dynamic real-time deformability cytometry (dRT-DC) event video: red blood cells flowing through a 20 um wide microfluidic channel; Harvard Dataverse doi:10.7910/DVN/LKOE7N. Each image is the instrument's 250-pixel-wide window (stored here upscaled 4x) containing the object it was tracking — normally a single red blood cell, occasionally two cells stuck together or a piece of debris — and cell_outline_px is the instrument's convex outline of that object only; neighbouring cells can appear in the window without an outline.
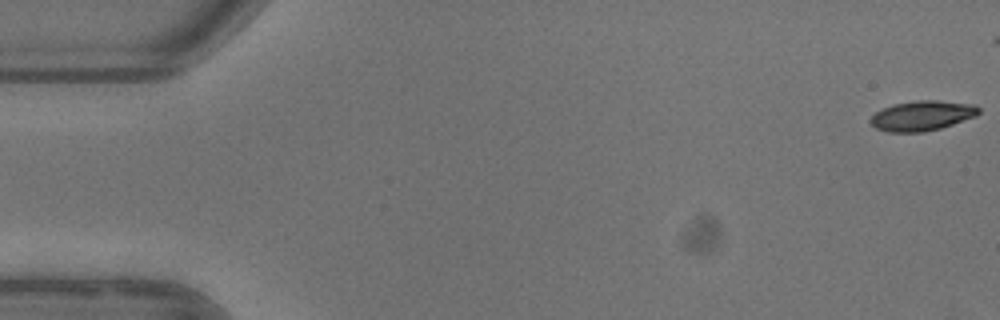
{"species": "common noctule bat (a hibernating species)", "species_latin": "Nyctalus noctula", "temperature_condition": "warm", "stored_images_in_passage": 26, "camera_frame_rate_fps": 3000, "um_per_image_px": 0.085, "animal": {"sex": "female"}, "frame": {"image": 1, "passage_image": 1, "time_ms": 0.0, "image_size_px": [1000, 320], "cell_outline_px": [[980, 112], [976, 116], [940, 128], [924, 132], [888, 132], [876, 128], [868, 120], [876, 112], [892, 104], [916, 100], [936, 100], [976, 104], [980, 108]], "centroid_in_image_um": [78.39, 9.82], "position_along_channel_um": 6.6, "area_um2": 18.96}}
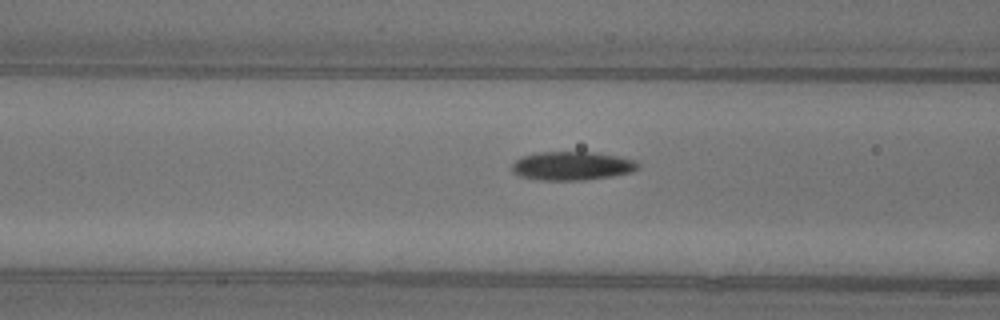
{"frame": {"image": 2, "passage_image": 21, "time_ms": 6.667, "image_size_px": [1000, 320], "cell_outline_px": [[640, 168], [632, 172], [612, 176], [584, 180], [540, 180], [520, 176], [512, 172], [512, 164], [520, 156], [536, 152], [596, 152], [620, 156], [640, 160]], "centroid_in_image_um": [48.68, 14.09], "position_along_channel_um": 117.9, "area_um2": 21.5}}
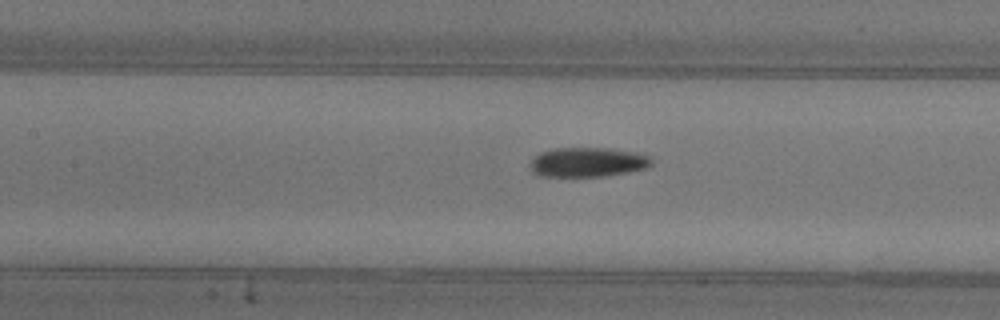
{"frame": {"image": 3, "passage_image": 24, "time_ms": 7.667, "image_size_px": [1000, 320], "cell_outline_px": [[652, 164], [644, 168], [628, 172], [604, 176], [536, 176], [532, 172], [532, 160], [540, 152], [556, 148], [608, 148], [636, 152], [652, 156]], "centroid_in_image_um": [49.98, 13.78], "position_along_channel_um": 157.4, "area_um2": 20.81}}